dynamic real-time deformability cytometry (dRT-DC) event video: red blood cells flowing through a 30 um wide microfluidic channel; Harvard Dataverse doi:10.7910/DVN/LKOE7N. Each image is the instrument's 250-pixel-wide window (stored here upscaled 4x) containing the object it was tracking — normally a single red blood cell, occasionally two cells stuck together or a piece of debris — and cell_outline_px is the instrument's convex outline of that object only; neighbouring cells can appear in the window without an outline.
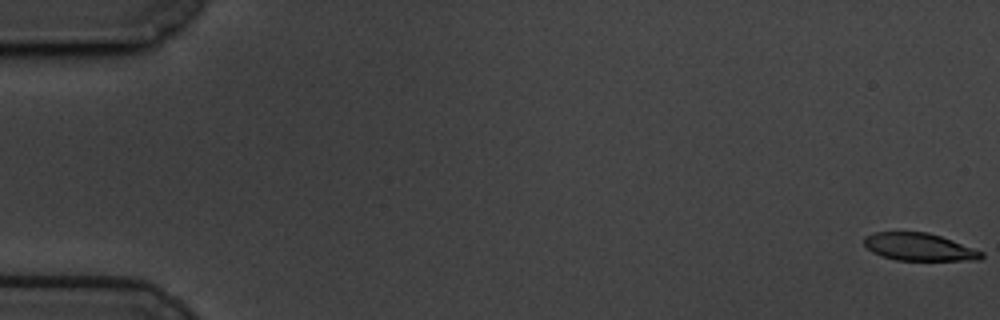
{"species": "common noctule bat (a hibernating species)", "species_latin": "Nyctalus noctula", "temperature_condition": "cold", "stored_images_in_passage": 60, "camera_frame_rate_fps": 3000, "um_per_image_px": 0.085, "animal": {"sex": "male", "body_mass_g": 19.5, "forearm_length_mm": 54.6}, "frame": {"image": 1, "passage_image": 1, "time_ms": 0.0, "image_size_px": [1000, 320], "cell_outline_px": [[984, 256], [980, 260], [896, 260], [880, 256], [872, 252], [864, 244], [864, 236], [876, 232], [928, 232], [952, 240], [984, 252]], "centroid_in_image_um": [78.12, 20.99], "position_along_channel_um": 6.9, "area_um2": 18.84}}
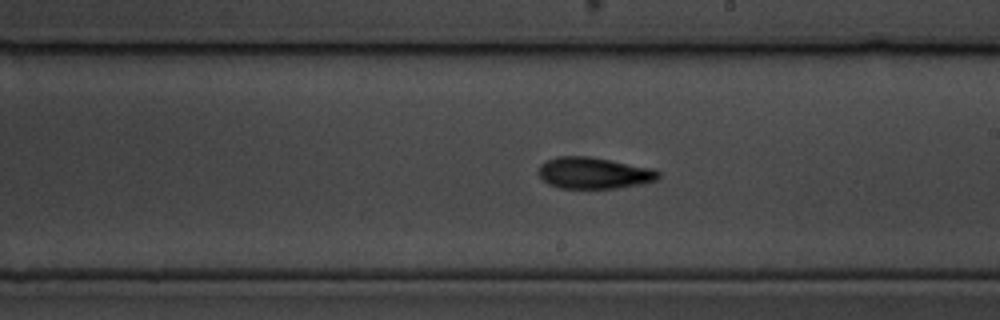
{"frame": {"image": 2, "passage_image": 35, "time_ms": 11.333, "image_size_px": [1000, 320], "cell_outline_px": [[660, 176], [656, 180], [640, 184], [616, 188], [560, 188], [548, 184], [536, 172], [540, 164], [556, 156], [588, 156], [652, 168], [660, 172]], "centroid_in_image_um": [50.44, 14.7], "position_along_channel_um": 238.6, "area_um2": 21.91}}
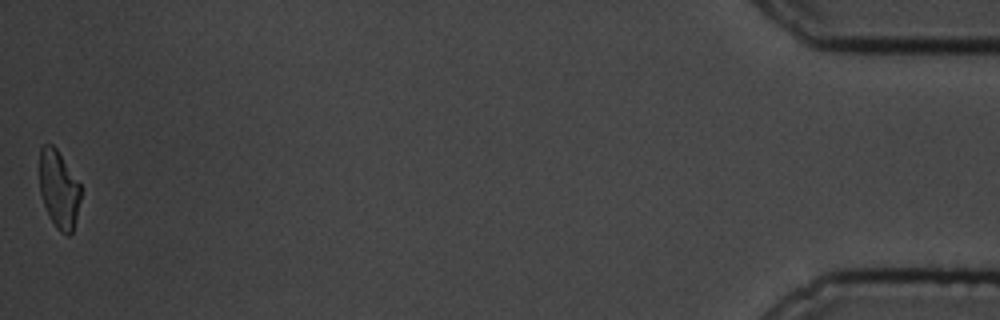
{"frame": {"image": 3, "passage_image": 60, "time_ms": 19.667, "image_size_px": [1000, 320], "cell_outline_px": [[80, 200], [72, 232], [68, 236], [60, 232], [56, 228], [44, 204], [40, 192], [40, 148], [44, 144], [52, 144], [56, 148], [80, 184]], "centroid_in_image_um": [5.0, 16.08], "position_along_channel_um": 430.2, "area_um2": 18.32}, "authors_computed_cell_mechanics": {"area_um2": 21.097, "velocity_mm_per_s": 3.3853, "shape_relaxation_time_tau1_ms": 5.6187, "shape_relaxation_time_tau2_ms": 2.9008, "deformation_change_tau1": 0.1574, "deformation_change_tau2": 0.0903}}